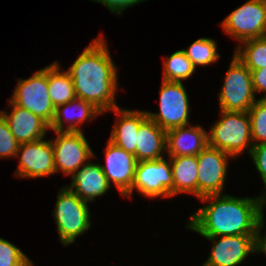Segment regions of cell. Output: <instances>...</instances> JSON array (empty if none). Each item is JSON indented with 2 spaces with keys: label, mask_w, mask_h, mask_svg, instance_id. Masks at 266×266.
Masks as SVG:
<instances>
[{
  "label": "cell",
  "mask_w": 266,
  "mask_h": 266,
  "mask_svg": "<svg viewBox=\"0 0 266 266\" xmlns=\"http://www.w3.org/2000/svg\"><path fill=\"white\" fill-rule=\"evenodd\" d=\"M207 206L190 216L187 228L204 237L254 235L264 219L266 199L233 197L225 194L200 198Z\"/></svg>",
  "instance_id": "obj_1"
},
{
  "label": "cell",
  "mask_w": 266,
  "mask_h": 266,
  "mask_svg": "<svg viewBox=\"0 0 266 266\" xmlns=\"http://www.w3.org/2000/svg\"><path fill=\"white\" fill-rule=\"evenodd\" d=\"M101 35L66 70L73 80L76 98L92 103L102 113L119 107L115 102L117 68Z\"/></svg>",
  "instance_id": "obj_2"
},
{
  "label": "cell",
  "mask_w": 266,
  "mask_h": 266,
  "mask_svg": "<svg viewBox=\"0 0 266 266\" xmlns=\"http://www.w3.org/2000/svg\"><path fill=\"white\" fill-rule=\"evenodd\" d=\"M221 120L207 133L208 145L230 154L233 158L247 149L250 154L253 143L251 120L248 112L220 110Z\"/></svg>",
  "instance_id": "obj_3"
},
{
  "label": "cell",
  "mask_w": 266,
  "mask_h": 266,
  "mask_svg": "<svg viewBox=\"0 0 266 266\" xmlns=\"http://www.w3.org/2000/svg\"><path fill=\"white\" fill-rule=\"evenodd\" d=\"M57 196L53 216L61 243L64 246L76 241V238L91 227L88 202L81 200L67 185Z\"/></svg>",
  "instance_id": "obj_4"
},
{
  "label": "cell",
  "mask_w": 266,
  "mask_h": 266,
  "mask_svg": "<svg viewBox=\"0 0 266 266\" xmlns=\"http://www.w3.org/2000/svg\"><path fill=\"white\" fill-rule=\"evenodd\" d=\"M251 71L233 55L218 96L220 110L248 112L255 99Z\"/></svg>",
  "instance_id": "obj_5"
},
{
  "label": "cell",
  "mask_w": 266,
  "mask_h": 266,
  "mask_svg": "<svg viewBox=\"0 0 266 266\" xmlns=\"http://www.w3.org/2000/svg\"><path fill=\"white\" fill-rule=\"evenodd\" d=\"M159 98L160 112L152 113L147 111L149 119L165 131L191 125L188 117L190 109L189 98L182 82L162 79Z\"/></svg>",
  "instance_id": "obj_6"
},
{
  "label": "cell",
  "mask_w": 266,
  "mask_h": 266,
  "mask_svg": "<svg viewBox=\"0 0 266 266\" xmlns=\"http://www.w3.org/2000/svg\"><path fill=\"white\" fill-rule=\"evenodd\" d=\"M134 189L147 198L174 196L170 158L137 162L131 191L125 197H131Z\"/></svg>",
  "instance_id": "obj_7"
},
{
  "label": "cell",
  "mask_w": 266,
  "mask_h": 266,
  "mask_svg": "<svg viewBox=\"0 0 266 266\" xmlns=\"http://www.w3.org/2000/svg\"><path fill=\"white\" fill-rule=\"evenodd\" d=\"M9 101L26 108L50 125L55 107L48 94L47 67L38 70L30 78L19 79Z\"/></svg>",
  "instance_id": "obj_8"
},
{
  "label": "cell",
  "mask_w": 266,
  "mask_h": 266,
  "mask_svg": "<svg viewBox=\"0 0 266 266\" xmlns=\"http://www.w3.org/2000/svg\"><path fill=\"white\" fill-rule=\"evenodd\" d=\"M221 24L225 32L239 42L266 36V0H248Z\"/></svg>",
  "instance_id": "obj_9"
},
{
  "label": "cell",
  "mask_w": 266,
  "mask_h": 266,
  "mask_svg": "<svg viewBox=\"0 0 266 266\" xmlns=\"http://www.w3.org/2000/svg\"><path fill=\"white\" fill-rule=\"evenodd\" d=\"M55 140H51L54 152L56 173L73 175L82 165L87 163L94 153L84 134L81 132L54 131Z\"/></svg>",
  "instance_id": "obj_10"
},
{
  "label": "cell",
  "mask_w": 266,
  "mask_h": 266,
  "mask_svg": "<svg viewBox=\"0 0 266 266\" xmlns=\"http://www.w3.org/2000/svg\"><path fill=\"white\" fill-rule=\"evenodd\" d=\"M196 158L198 163V198L222 194L228 161L233 157L207 145Z\"/></svg>",
  "instance_id": "obj_11"
},
{
  "label": "cell",
  "mask_w": 266,
  "mask_h": 266,
  "mask_svg": "<svg viewBox=\"0 0 266 266\" xmlns=\"http://www.w3.org/2000/svg\"><path fill=\"white\" fill-rule=\"evenodd\" d=\"M16 157L20 160L15 174L20 178L45 177L56 173L53 145L50 139L21 143Z\"/></svg>",
  "instance_id": "obj_12"
},
{
  "label": "cell",
  "mask_w": 266,
  "mask_h": 266,
  "mask_svg": "<svg viewBox=\"0 0 266 266\" xmlns=\"http://www.w3.org/2000/svg\"><path fill=\"white\" fill-rule=\"evenodd\" d=\"M205 238L213 241L214 244L209 258L202 266H238L248 255L254 253V235Z\"/></svg>",
  "instance_id": "obj_13"
},
{
  "label": "cell",
  "mask_w": 266,
  "mask_h": 266,
  "mask_svg": "<svg viewBox=\"0 0 266 266\" xmlns=\"http://www.w3.org/2000/svg\"><path fill=\"white\" fill-rule=\"evenodd\" d=\"M106 165H100L111 186L115 184L119 192L126 196L132 188L137 160L135 155L126 152L110 140L105 149Z\"/></svg>",
  "instance_id": "obj_14"
},
{
  "label": "cell",
  "mask_w": 266,
  "mask_h": 266,
  "mask_svg": "<svg viewBox=\"0 0 266 266\" xmlns=\"http://www.w3.org/2000/svg\"><path fill=\"white\" fill-rule=\"evenodd\" d=\"M9 105L12 107L10 114L5 111H0V114L7 121L11 133L19 144L44 139L46 131L50 129L46 121L11 101Z\"/></svg>",
  "instance_id": "obj_15"
},
{
  "label": "cell",
  "mask_w": 266,
  "mask_h": 266,
  "mask_svg": "<svg viewBox=\"0 0 266 266\" xmlns=\"http://www.w3.org/2000/svg\"><path fill=\"white\" fill-rule=\"evenodd\" d=\"M207 145V131L202 126H182L166 131L169 157L197 156Z\"/></svg>",
  "instance_id": "obj_16"
},
{
  "label": "cell",
  "mask_w": 266,
  "mask_h": 266,
  "mask_svg": "<svg viewBox=\"0 0 266 266\" xmlns=\"http://www.w3.org/2000/svg\"><path fill=\"white\" fill-rule=\"evenodd\" d=\"M71 186H67L81 200L86 202L95 201L96 197L104 195L110 184L104 175L99 163H90L88 161L79 168L72 176Z\"/></svg>",
  "instance_id": "obj_17"
},
{
  "label": "cell",
  "mask_w": 266,
  "mask_h": 266,
  "mask_svg": "<svg viewBox=\"0 0 266 266\" xmlns=\"http://www.w3.org/2000/svg\"><path fill=\"white\" fill-rule=\"evenodd\" d=\"M115 112L120 119L116 121L109 140L131 154L136 153V139L140 125L148 118L147 111H131L116 107Z\"/></svg>",
  "instance_id": "obj_18"
},
{
  "label": "cell",
  "mask_w": 266,
  "mask_h": 266,
  "mask_svg": "<svg viewBox=\"0 0 266 266\" xmlns=\"http://www.w3.org/2000/svg\"><path fill=\"white\" fill-rule=\"evenodd\" d=\"M70 113L72 115H70ZM99 114H102V112L92 103L80 98H75L55 108L54 117L49 127L53 131L81 132L78 126H81L85 120H91ZM63 121L69 122L66 128L64 127Z\"/></svg>",
  "instance_id": "obj_19"
},
{
  "label": "cell",
  "mask_w": 266,
  "mask_h": 266,
  "mask_svg": "<svg viewBox=\"0 0 266 266\" xmlns=\"http://www.w3.org/2000/svg\"><path fill=\"white\" fill-rule=\"evenodd\" d=\"M136 143L137 162L162 159L166 151V131L147 118L139 127Z\"/></svg>",
  "instance_id": "obj_20"
},
{
  "label": "cell",
  "mask_w": 266,
  "mask_h": 266,
  "mask_svg": "<svg viewBox=\"0 0 266 266\" xmlns=\"http://www.w3.org/2000/svg\"><path fill=\"white\" fill-rule=\"evenodd\" d=\"M173 173L174 196L193 194L198 198V163L196 156L169 157Z\"/></svg>",
  "instance_id": "obj_21"
},
{
  "label": "cell",
  "mask_w": 266,
  "mask_h": 266,
  "mask_svg": "<svg viewBox=\"0 0 266 266\" xmlns=\"http://www.w3.org/2000/svg\"><path fill=\"white\" fill-rule=\"evenodd\" d=\"M47 83L48 94L55 108L76 98L73 80L67 71L61 72L59 63L47 66Z\"/></svg>",
  "instance_id": "obj_22"
},
{
  "label": "cell",
  "mask_w": 266,
  "mask_h": 266,
  "mask_svg": "<svg viewBox=\"0 0 266 266\" xmlns=\"http://www.w3.org/2000/svg\"><path fill=\"white\" fill-rule=\"evenodd\" d=\"M240 43H242V46L240 44L237 46L234 55L250 71L266 67V36L249 39Z\"/></svg>",
  "instance_id": "obj_23"
},
{
  "label": "cell",
  "mask_w": 266,
  "mask_h": 266,
  "mask_svg": "<svg viewBox=\"0 0 266 266\" xmlns=\"http://www.w3.org/2000/svg\"><path fill=\"white\" fill-rule=\"evenodd\" d=\"M195 71V67L183 50H179L164 59L163 80L182 82Z\"/></svg>",
  "instance_id": "obj_24"
},
{
  "label": "cell",
  "mask_w": 266,
  "mask_h": 266,
  "mask_svg": "<svg viewBox=\"0 0 266 266\" xmlns=\"http://www.w3.org/2000/svg\"><path fill=\"white\" fill-rule=\"evenodd\" d=\"M216 41L210 38H200L195 40L188 49H183L188 59L196 68L207 66L217 62L220 55L217 53Z\"/></svg>",
  "instance_id": "obj_25"
},
{
  "label": "cell",
  "mask_w": 266,
  "mask_h": 266,
  "mask_svg": "<svg viewBox=\"0 0 266 266\" xmlns=\"http://www.w3.org/2000/svg\"><path fill=\"white\" fill-rule=\"evenodd\" d=\"M253 146L266 143V100H256L248 110Z\"/></svg>",
  "instance_id": "obj_26"
},
{
  "label": "cell",
  "mask_w": 266,
  "mask_h": 266,
  "mask_svg": "<svg viewBox=\"0 0 266 266\" xmlns=\"http://www.w3.org/2000/svg\"><path fill=\"white\" fill-rule=\"evenodd\" d=\"M31 263L17 246L0 238V266H28Z\"/></svg>",
  "instance_id": "obj_27"
},
{
  "label": "cell",
  "mask_w": 266,
  "mask_h": 266,
  "mask_svg": "<svg viewBox=\"0 0 266 266\" xmlns=\"http://www.w3.org/2000/svg\"><path fill=\"white\" fill-rule=\"evenodd\" d=\"M19 145L7 121L0 114V158L16 157Z\"/></svg>",
  "instance_id": "obj_28"
},
{
  "label": "cell",
  "mask_w": 266,
  "mask_h": 266,
  "mask_svg": "<svg viewBox=\"0 0 266 266\" xmlns=\"http://www.w3.org/2000/svg\"><path fill=\"white\" fill-rule=\"evenodd\" d=\"M250 155L266 188V143L254 145ZM266 190V189H265ZM266 199V191L261 194Z\"/></svg>",
  "instance_id": "obj_29"
},
{
  "label": "cell",
  "mask_w": 266,
  "mask_h": 266,
  "mask_svg": "<svg viewBox=\"0 0 266 266\" xmlns=\"http://www.w3.org/2000/svg\"><path fill=\"white\" fill-rule=\"evenodd\" d=\"M92 1L101 3L102 5H105L110 10V12L121 15V13H123V11L126 8L132 7L135 4H138L145 0H92Z\"/></svg>",
  "instance_id": "obj_30"
},
{
  "label": "cell",
  "mask_w": 266,
  "mask_h": 266,
  "mask_svg": "<svg viewBox=\"0 0 266 266\" xmlns=\"http://www.w3.org/2000/svg\"><path fill=\"white\" fill-rule=\"evenodd\" d=\"M251 74L254 92H266V67L252 70ZM260 100H266V96L261 97Z\"/></svg>",
  "instance_id": "obj_31"
},
{
  "label": "cell",
  "mask_w": 266,
  "mask_h": 266,
  "mask_svg": "<svg viewBox=\"0 0 266 266\" xmlns=\"http://www.w3.org/2000/svg\"><path fill=\"white\" fill-rule=\"evenodd\" d=\"M264 219L259 223L255 234H254V253L263 252L266 255V233L264 236L261 235L264 227Z\"/></svg>",
  "instance_id": "obj_32"
}]
</instances>
